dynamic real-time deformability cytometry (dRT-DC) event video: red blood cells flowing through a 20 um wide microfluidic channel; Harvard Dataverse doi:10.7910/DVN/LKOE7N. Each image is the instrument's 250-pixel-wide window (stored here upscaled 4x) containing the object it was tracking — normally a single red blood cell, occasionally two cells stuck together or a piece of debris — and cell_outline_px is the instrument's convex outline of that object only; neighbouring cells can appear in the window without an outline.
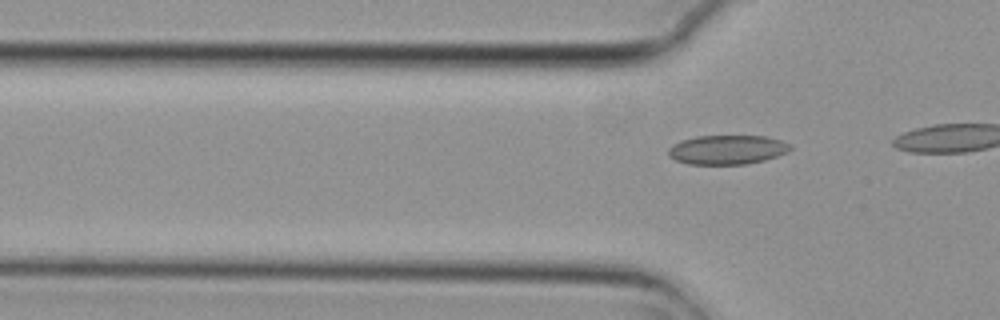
{"species": "common noctule bat (a hibernating species)", "species_latin": "Nyctalus noctula", "temperature_condition": "cold", "stored_images_in_passage": 6, "camera_frame_rate_fps": 3000, "um_per_image_px": 0.085, "animal": {"sex": "female", "body_mass_g": 29.2, "forearm_length_mm": 56.3}, "frame": {"image": 1, "passage_image": 6, "time_ms": 1.667, "image_size_px": [1000, 320], "cell_outline_px": [[792, 148], [776, 156], [764, 160], [748, 164], [688, 164], [676, 160], [668, 156], [668, 148], [672, 144], [680, 140], [696, 136], [768, 136], [792, 144]], "centroid_in_image_um": [61.78, 12.72], "position_along_channel_um": 64.0, "area_um2": 20.87}}